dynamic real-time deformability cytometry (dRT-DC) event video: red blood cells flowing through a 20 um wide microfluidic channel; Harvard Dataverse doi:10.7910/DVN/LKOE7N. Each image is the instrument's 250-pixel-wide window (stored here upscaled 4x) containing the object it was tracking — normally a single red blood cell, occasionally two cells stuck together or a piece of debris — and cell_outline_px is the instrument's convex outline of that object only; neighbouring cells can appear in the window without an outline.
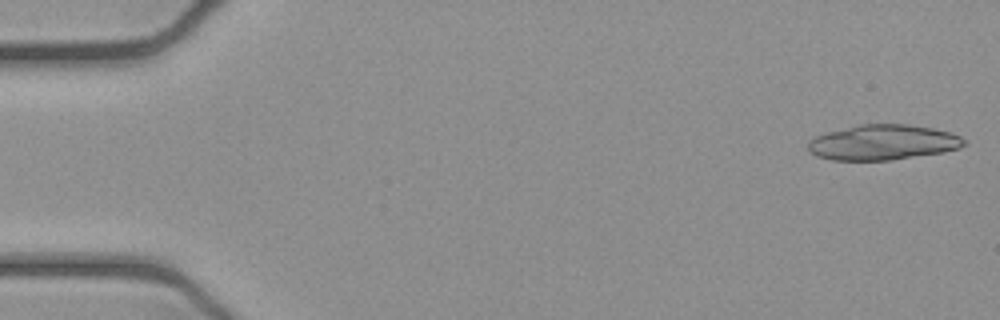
{"species": "common noctule bat (a hibernating species)", "species_latin": "Nyctalus noctula", "temperature_condition": "cold", "stored_images_in_passage": 20, "camera_frame_rate_fps": 3000, "um_per_image_px": 0.085, "animal": {"sex": "female", "body_mass_g": 21.9}, "frame": {"image": 1, "passage_image": 1, "time_ms": 0.0, "image_size_px": [1000, 320], "cell_outline_px": [[968, 144], [960, 148], [944, 152], [892, 160], [832, 160], [816, 156], [808, 152], [808, 140], [816, 136], [828, 132], [860, 124], [908, 124], [932, 128], [948, 132], [960, 136]], "centroid_in_image_um": [75.04, 12.11], "position_along_channel_um": 10.0, "area_um2": 32.14}}